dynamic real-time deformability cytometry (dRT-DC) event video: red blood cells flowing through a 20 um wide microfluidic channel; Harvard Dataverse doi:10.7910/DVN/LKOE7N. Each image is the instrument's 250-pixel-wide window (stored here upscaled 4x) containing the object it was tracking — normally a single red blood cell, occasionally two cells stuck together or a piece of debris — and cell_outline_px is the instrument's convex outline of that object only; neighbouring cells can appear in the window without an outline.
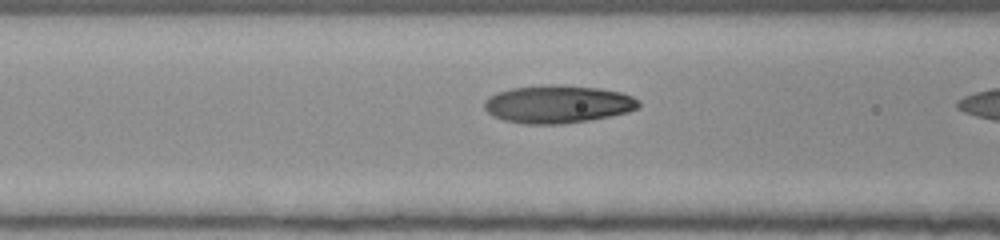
{"species": "human", "species_latin": "Homo sapiens", "temperature_condition": "room temperature", "stored_images_in_passage": 20, "camera_frame_rate_fps": 3000, "um_per_image_px": 0.085, "donor": {"sex": "female"}, "frame": {"image": 1, "passage_image": 19, "time_ms": 6.0, "image_size_px": [1000, 240], "cell_outline_px": [[640, 108], [628, 112], [588, 120], [564, 124], [524, 124], [504, 120], [492, 116], [484, 108], [484, 100], [488, 96], [496, 92], [512, 88], [556, 84], [560, 84], [600, 88], [620, 92], [632, 96], [640, 100]], "centroid_in_image_um": [47.41, 8.85], "position_along_channel_um": 119.2, "area_um2": 34.28}}